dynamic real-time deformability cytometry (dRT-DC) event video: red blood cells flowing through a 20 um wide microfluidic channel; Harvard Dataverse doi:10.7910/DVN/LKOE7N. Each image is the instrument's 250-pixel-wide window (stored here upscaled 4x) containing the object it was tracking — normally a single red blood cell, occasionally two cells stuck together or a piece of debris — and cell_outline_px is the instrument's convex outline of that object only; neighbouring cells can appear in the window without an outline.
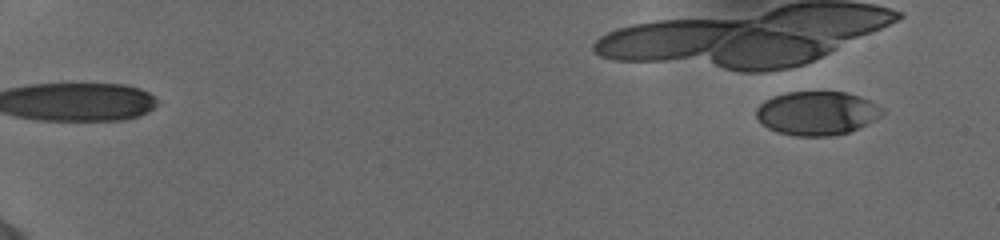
{"species": "human", "species_latin": "Homo sapiens", "temperature_condition": "cold", "stored_images_in_passage": 22, "camera_frame_rate_fps": 3000, "um_per_image_px": 0.085, "donor": {"sex": "female"}, "frame": {"image": 1, "passage_image": 4, "time_ms": 1.0, "image_size_px": [1000, 240], "cell_outline_px": [[884, 112], [880, 116], [848, 132], [832, 136], [796, 136], [776, 132], [768, 128], [756, 116], [756, 108], [764, 100], [772, 96], [788, 92], [848, 92], [860, 96], [884, 108]], "centroid_in_image_um": [69.41, 9.61], "position_along_channel_um": 15.6, "area_um2": 32.02}}
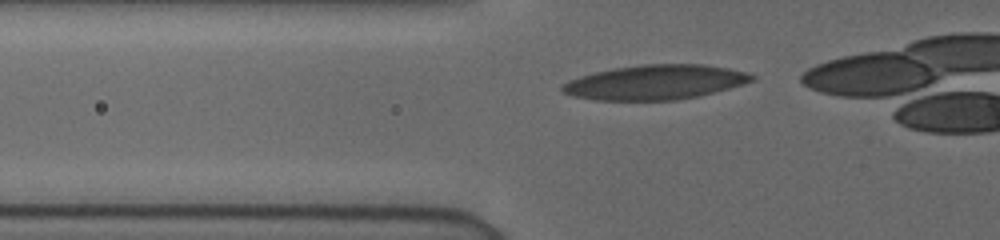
{"frame": {"image": 2, "passage_image": 16, "time_ms": 5.0, "image_size_px": [1000, 240], "cell_outline_px": [[756, 80], [744, 84], [696, 96], [676, 100], [596, 100], [572, 96], [564, 92], [560, 88], [568, 80], [580, 76], [596, 72], [616, 68], [640, 64], [700, 64], [728, 68], [748, 72], [756, 76]], "centroid_in_image_um": [55.71, 6.98], "position_along_channel_um": 70.1, "area_um2": 38.09}}